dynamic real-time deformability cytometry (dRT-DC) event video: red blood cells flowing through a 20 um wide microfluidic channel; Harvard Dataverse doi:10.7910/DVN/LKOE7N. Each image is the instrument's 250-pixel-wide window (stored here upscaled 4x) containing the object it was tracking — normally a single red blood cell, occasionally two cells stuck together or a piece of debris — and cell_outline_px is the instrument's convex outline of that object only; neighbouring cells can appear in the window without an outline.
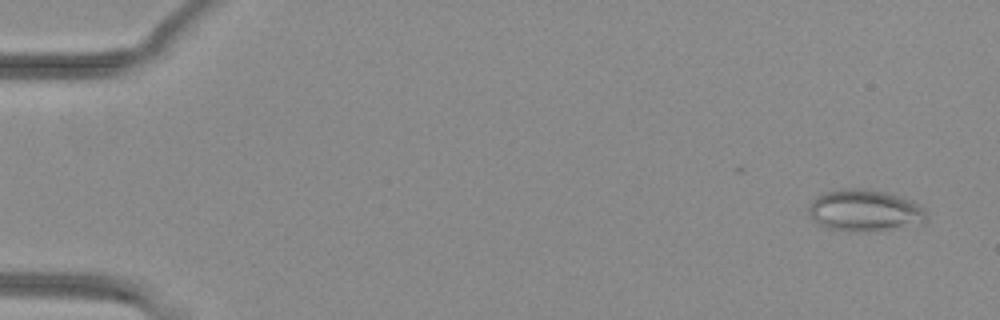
{"species": "common noctule bat (a hibernating species)", "species_latin": "Nyctalus noctula", "temperature_condition": "warm", "stored_images_in_passage": 51, "camera_frame_rate_fps": 3000, "um_per_image_px": 0.085, "animal": {"sex": "female", "body_mass_g": 29.2, "forearm_length_mm": 56.3}, "frame": {"image": 1, "passage_image": 2, "time_ms": 0.333, "image_size_px": [1000, 320], "cell_outline_px": [[928, 220], [868, 232], [848, 232], [824, 228], [816, 224], [808, 216], [808, 204], [816, 196], [824, 192], [844, 188], [864, 188], [884, 192], [900, 196], [912, 200], [920, 204], [924, 208], [928, 216]], "centroid_in_image_um": [73.4, 17.88], "position_along_channel_um": 11.6, "area_um2": 28.96}}
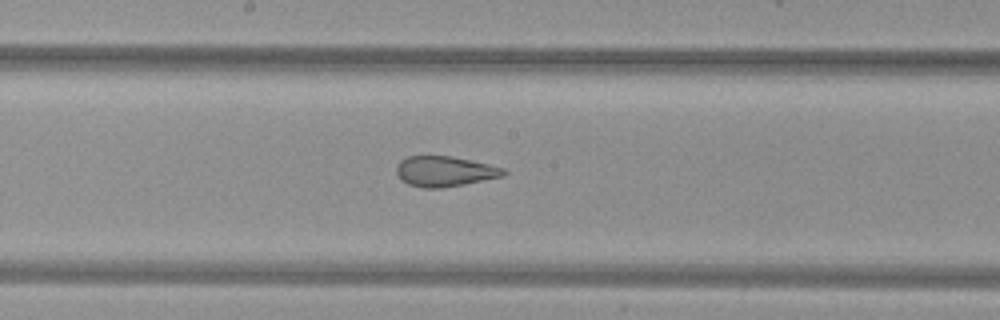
{"frame": {"image": 2, "passage_image": 28, "time_ms": 9.0, "image_size_px": [1000, 320], "cell_outline_px": [[508, 172], [504, 176], [464, 184], [440, 188], [424, 188], [408, 184], [400, 180], [396, 172], [396, 164], [400, 160], [408, 156], [452, 156], [488, 164], [504, 168]], "centroid_in_image_um": [37.78, 14.56], "position_along_channel_um": 210.4, "area_um2": 19.02}}
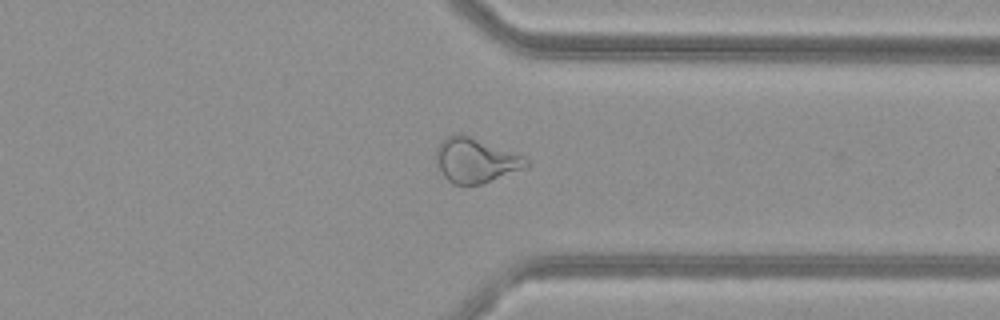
{"frame": {"image": 3, "passage_image": 40, "time_ms": 13.0, "image_size_px": [1000, 320], "cell_outline_px": [[528, 168], [480, 184], [452, 184], [440, 172], [436, 164], [436, 148], [448, 136], [460, 132], [524, 156], [528, 160]], "centroid_in_image_um": [40.43, 13.63], "position_along_channel_um": 371.0, "area_um2": 23.47}, "authors_computed_cell_mechanics": {"area_um2": 25.2586, "velocity_mm_per_s": 4.0417, "shape_relaxation_time_tau1_ms": null, "shape_relaxation_time_tau2_ms": 1.269, "deformation_change_tau1": null, "deformation_change_tau2": 0.0989}}